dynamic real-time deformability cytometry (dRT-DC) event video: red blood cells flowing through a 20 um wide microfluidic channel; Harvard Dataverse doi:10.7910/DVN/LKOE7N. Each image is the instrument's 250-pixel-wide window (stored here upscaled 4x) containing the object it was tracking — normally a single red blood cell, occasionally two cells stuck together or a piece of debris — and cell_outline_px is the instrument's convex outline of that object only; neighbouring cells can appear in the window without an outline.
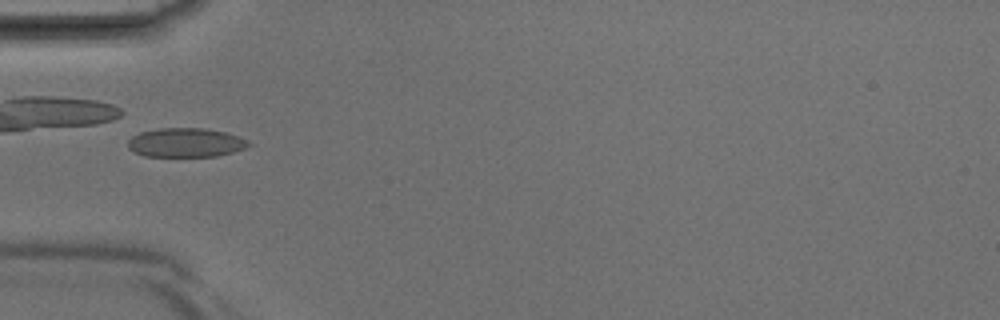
{"species": "Egyptian fruit bat (a non-hibernating species)", "species_latin": "Rousettus aegyptiacus", "temperature_condition": "room temperature", "stored_images_in_passage": 5, "camera_frame_rate_fps": 3000, "um_per_image_px": 0.085, "animal": {"sex": "male"}, "frame": {"image": 1, "passage_image": 1, "time_ms": 0.0, "image_size_px": [1000, 320], "cell_outline_px": [[252, 144], [244, 148], [232, 152], [216, 156], [144, 156], [132, 152], [128, 148], [128, 140], [132, 136], [140, 132], [160, 128], [204, 128], [224, 132], [248, 140]], "centroid_in_image_um": [15.74, 12.12], "position_along_channel_um": 69.3, "area_um2": 20.4}}